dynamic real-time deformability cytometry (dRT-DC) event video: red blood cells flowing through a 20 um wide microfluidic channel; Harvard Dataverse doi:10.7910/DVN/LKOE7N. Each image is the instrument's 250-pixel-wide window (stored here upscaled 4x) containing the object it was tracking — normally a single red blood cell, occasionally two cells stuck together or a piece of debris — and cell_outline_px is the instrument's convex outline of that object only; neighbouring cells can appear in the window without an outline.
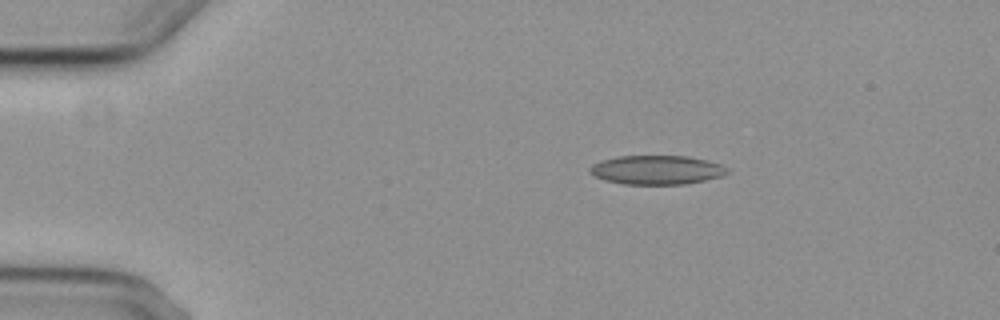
{"species": "common noctule bat (a hibernating species)", "species_latin": "Nyctalus noctula", "temperature_condition": "cold", "stored_images_in_passage": 6, "segment_of_instrument_passage": [1, 2], "camera_frame_rate_fps": 3000, "um_per_image_px": 0.085, "animal": {"sex": "female", "body_mass_g": 29.2, "forearm_length_mm": 56.3}, "frame": {"image": 1, "passage_image": 3, "time_ms": 2.333, "image_size_px": [1000, 320], "cell_outline_px": [[728, 172], [720, 176], [704, 180], [684, 184], [624, 184], [604, 180], [588, 172], [588, 168], [592, 164], [604, 160], [620, 156], [688, 156], [720, 164], [728, 168]], "centroid_in_image_um": [55.79, 14.44], "position_along_channel_um": 29.2, "area_um2": 23.0}}